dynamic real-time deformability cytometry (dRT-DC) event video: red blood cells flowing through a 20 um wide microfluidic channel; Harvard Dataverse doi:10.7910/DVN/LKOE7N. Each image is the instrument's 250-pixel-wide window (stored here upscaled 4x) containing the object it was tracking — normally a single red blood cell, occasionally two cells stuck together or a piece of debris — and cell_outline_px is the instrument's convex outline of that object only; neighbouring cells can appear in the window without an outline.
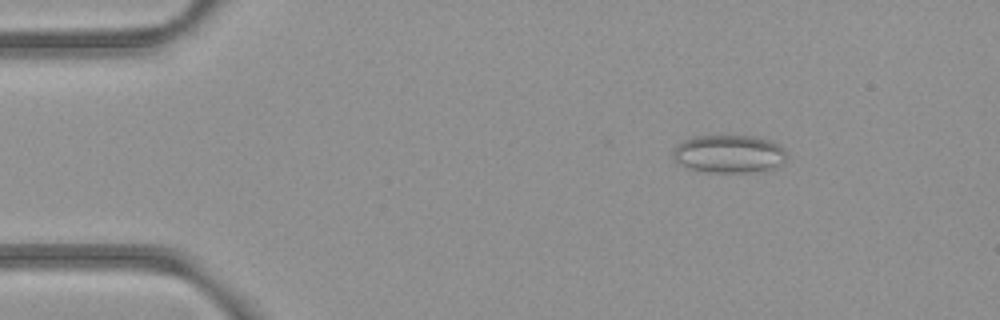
{"species": "common noctule bat (a hibernating species)", "species_latin": "Nyctalus noctula", "temperature_condition": "room temperature", "stored_images_in_passage": 53, "camera_frame_rate_fps": 3000, "um_per_image_px": 0.085, "animal": {"sex": "female", "body_mass_g": 21.9}, "frame": {"image": 1, "passage_image": 8, "time_ms": 2.333, "image_size_px": [1000, 320], "cell_outline_px": [[788, 156], [784, 164], [764, 172], [712, 172], [688, 168], [676, 164], [672, 156], [672, 152], [684, 140], [696, 136], [752, 136], [768, 140], [784, 148]], "centroid_in_image_um": [62.0, 13.1], "position_along_channel_um": 23.0, "area_um2": 25.37}}
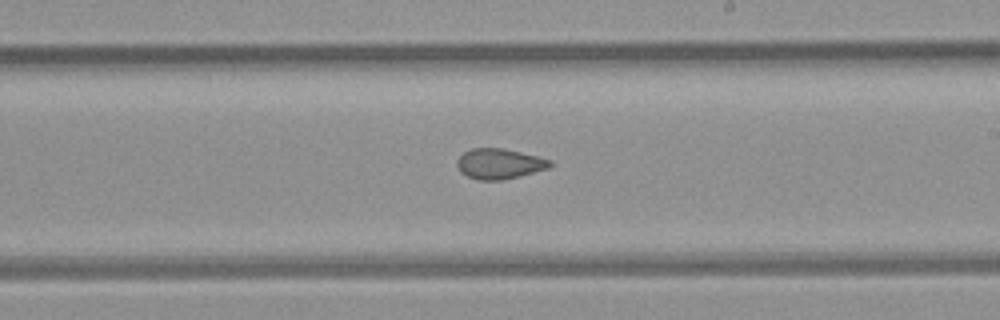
{"frame": {"image": 2, "passage_image": 31, "time_ms": 10.0, "image_size_px": [1000, 320], "cell_outline_px": [[552, 164], [548, 168], [520, 176], [500, 180], [476, 180], [460, 172], [456, 164], [456, 160], [464, 152], [472, 148], [500, 148], [520, 152], [552, 160]], "centroid_in_image_um": [42.42, 13.92], "position_along_channel_um": 246.6, "area_um2": 16.36}}
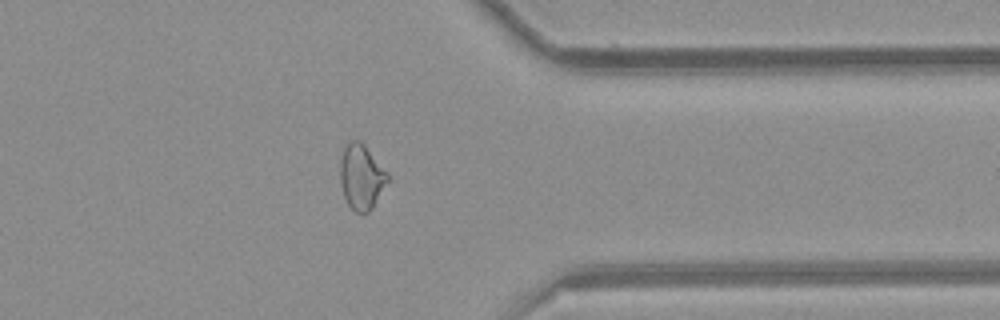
{"frame": {"image": 3, "passage_image": 42, "time_ms": 13.667, "image_size_px": [1000, 320], "cell_outline_px": [[388, 180], [372, 208], [368, 212], [352, 212], [344, 196], [340, 184], [340, 160], [344, 148], [348, 140], [360, 140], [364, 144], [388, 172]], "centroid_in_image_um": [30.7, 15.02], "position_along_channel_um": 380.7, "area_um2": 18.03}, "authors_computed_cell_mechanics": {"area_um2": 18.785, "velocity_mm_per_s": 3.9256, "shape_relaxation_time_tau1_ms": null, "shape_relaxation_time_tau2_ms": 1.7325, "deformation_change_tau1": null, "deformation_change_tau2": 0.0718}}